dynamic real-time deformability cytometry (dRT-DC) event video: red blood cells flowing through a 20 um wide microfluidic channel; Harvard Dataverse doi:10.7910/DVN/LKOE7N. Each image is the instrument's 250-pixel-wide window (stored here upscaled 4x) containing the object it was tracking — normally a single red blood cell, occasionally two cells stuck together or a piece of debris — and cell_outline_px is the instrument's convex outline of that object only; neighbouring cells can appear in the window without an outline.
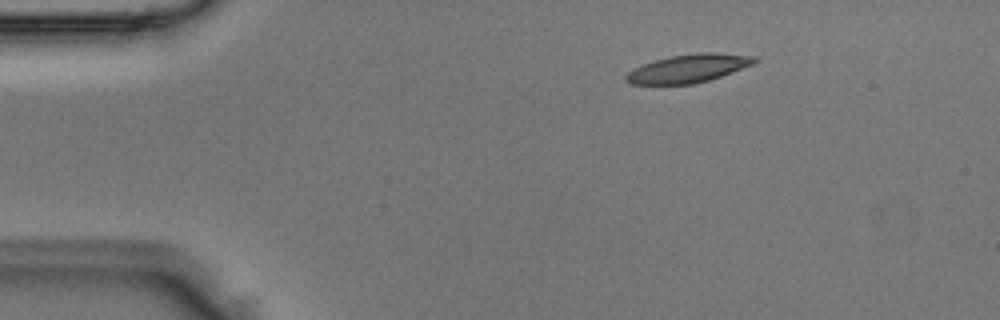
{"species": "Egyptian fruit bat (a non-hibernating species)", "species_latin": "Rousettus aegyptiacus", "temperature_condition": "room temperature", "stored_images_in_passage": 44, "camera_frame_rate_fps": 3000, "um_per_image_px": 0.085, "animal": {"sex": "male"}, "frame": {"image": 1, "passage_image": 2, "time_ms": 0.333, "image_size_px": [1000, 320], "cell_outline_px": [[760, 60], [752, 64], [732, 72], [708, 80], [692, 84], [632, 84], [624, 80], [624, 76], [632, 68], [656, 60], [672, 56], [700, 52], [716, 52], [756, 56]], "centroid_in_image_um": [58.52, 5.81], "position_along_channel_um": 26.5, "area_um2": 21.04}}
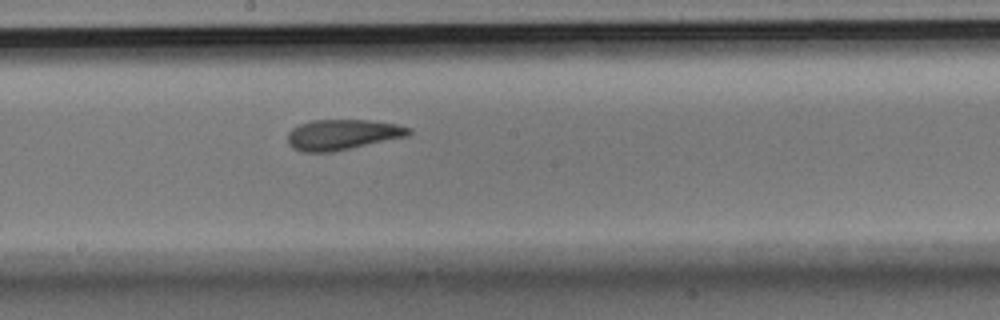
{"frame": {"image": 2, "passage_image": 21, "time_ms": 6.667, "image_size_px": [1000, 320], "cell_outline_px": [[412, 132], [408, 136], [332, 152], [304, 152], [292, 148], [288, 144], [288, 132], [292, 128], [300, 124], [312, 120], [368, 120], [396, 124], [412, 128]], "centroid_in_image_um": [29.1, 11.44], "position_along_channel_um": 219.1, "area_um2": 21.5}}
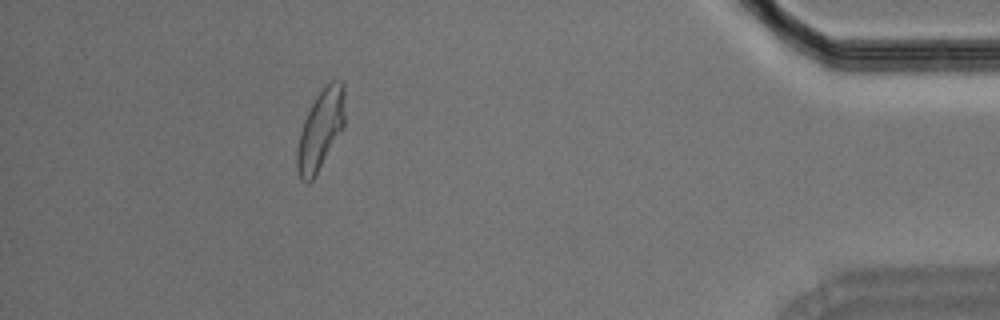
{"frame": {"image": 3, "passage_image": 39, "time_ms": 12.667, "image_size_px": [1000, 320], "cell_outline_px": [[344, 128], [312, 180], [308, 184], [300, 180], [296, 168], [296, 152], [300, 132], [304, 120], [316, 96], [332, 80], [340, 80], [344, 84]], "centroid_in_image_um": [27.23, 11.06], "position_along_channel_um": 408.0, "area_um2": 22.14}}